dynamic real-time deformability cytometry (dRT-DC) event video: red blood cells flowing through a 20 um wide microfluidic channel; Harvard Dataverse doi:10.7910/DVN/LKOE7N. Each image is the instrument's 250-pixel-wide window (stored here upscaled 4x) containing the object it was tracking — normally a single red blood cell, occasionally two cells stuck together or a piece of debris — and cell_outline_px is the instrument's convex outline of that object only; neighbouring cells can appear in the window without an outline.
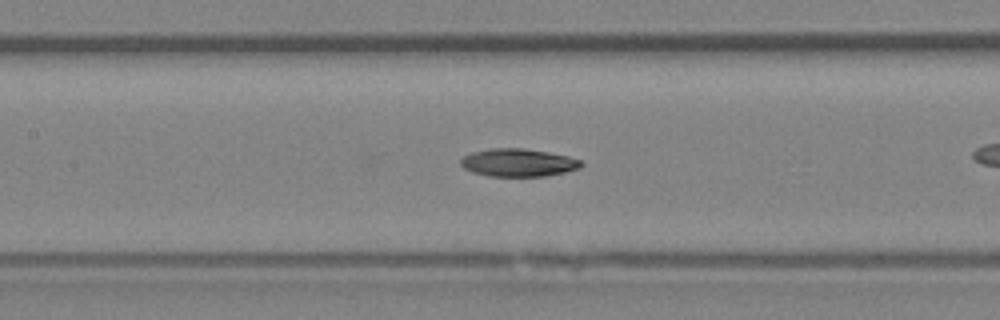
{"species": "Egyptian fruit bat (a non-hibernating species)", "species_latin": "Rousettus aegyptiacus", "temperature_condition": "room temperature", "stored_images_in_passage": 39, "camera_frame_rate_fps": 3000, "um_per_image_px": 0.085, "animal": {"sex": "female"}, "frame": {"image": 1, "passage_image": 23, "time_ms": 7.333, "image_size_px": [1000, 320], "cell_outline_px": [[584, 164], [580, 168], [564, 172], [544, 176], [488, 176], [472, 172], [464, 168], [460, 164], [460, 160], [464, 156], [472, 152], [488, 148], [524, 148], [548, 152], [568, 156], [580, 160]], "centroid_in_image_um": [44.03, 13.82], "position_along_channel_um": 163.4, "area_um2": 19.59}}